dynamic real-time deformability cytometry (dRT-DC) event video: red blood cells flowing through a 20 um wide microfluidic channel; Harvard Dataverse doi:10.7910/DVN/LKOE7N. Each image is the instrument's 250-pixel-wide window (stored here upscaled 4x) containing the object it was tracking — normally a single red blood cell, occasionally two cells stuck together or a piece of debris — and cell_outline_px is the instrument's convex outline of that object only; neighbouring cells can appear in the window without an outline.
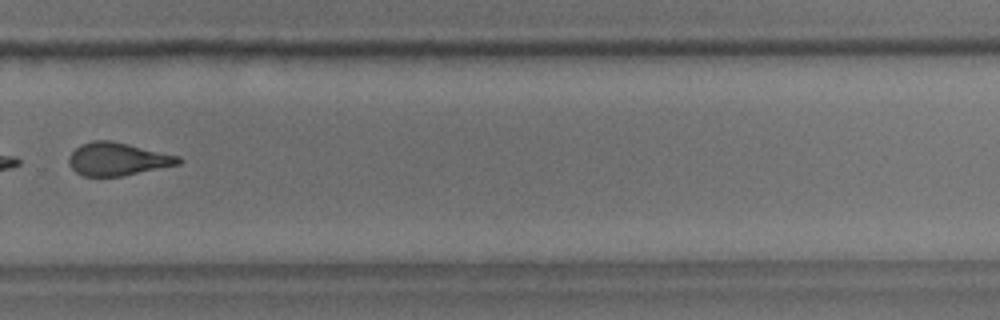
{"species": "common noctule bat (a hibernating species)", "species_latin": "Nyctalus noctula", "temperature_condition": "room temperature", "stored_images_in_passage": 10, "camera_frame_rate_fps": 3000, "um_per_image_px": 0.085, "animal": {"sex": "male", "body_mass_g": 18.8}, "frame": {"image": 1, "passage_image": 10, "time_ms": 3.0, "image_size_px": [1000, 320], "cell_outline_px": [[184, 160], [180, 164], [120, 176], [84, 176], [76, 172], [68, 164], [68, 156], [80, 144], [92, 140], [112, 140], [180, 156]], "centroid_in_image_um": [9.99, 13.51], "position_along_channel_um": 319.8, "area_um2": 21.1}}